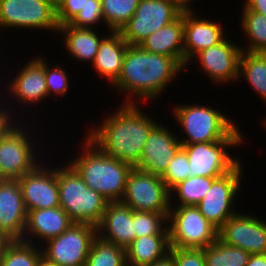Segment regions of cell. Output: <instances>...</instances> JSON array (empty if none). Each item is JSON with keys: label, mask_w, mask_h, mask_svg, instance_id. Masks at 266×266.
<instances>
[{"label": "cell", "mask_w": 266, "mask_h": 266, "mask_svg": "<svg viewBox=\"0 0 266 266\" xmlns=\"http://www.w3.org/2000/svg\"><path fill=\"white\" fill-rule=\"evenodd\" d=\"M183 12L170 24L161 27L139 45L150 53L174 58L184 68Z\"/></svg>", "instance_id": "cb8c5ba5"}, {"label": "cell", "mask_w": 266, "mask_h": 266, "mask_svg": "<svg viewBox=\"0 0 266 266\" xmlns=\"http://www.w3.org/2000/svg\"><path fill=\"white\" fill-rule=\"evenodd\" d=\"M36 266H57L53 261L49 260L45 255L38 258Z\"/></svg>", "instance_id": "f6af8a7d"}, {"label": "cell", "mask_w": 266, "mask_h": 266, "mask_svg": "<svg viewBox=\"0 0 266 266\" xmlns=\"http://www.w3.org/2000/svg\"><path fill=\"white\" fill-rule=\"evenodd\" d=\"M55 6L57 5L58 2H60L61 0H50Z\"/></svg>", "instance_id": "7dc6e473"}, {"label": "cell", "mask_w": 266, "mask_h": 266, "mask_svg": "<svg viewBox=\"0 0 266 266\" xmlns=\"http://www.w3.org/2000/svg\"><path fill=\"white\" fill-rule=\"evenodd\" d=\"M63 38V44L67 52L76 61L93 63L101 40L106 35H100L94 29L77 28L69 24L59 26L58 35ZM64 36V37H63Z\"/></svg>", "instance_id": "d4e9b609"}, {"label": "cell", "mask_w": 266, "mask_h": 266, "mask_svg": "<svg viewBox=\"0 0 266 266\" xmlns=\"http://www.w3.org/2000/svg\"><path fill=\"white\" fill-rule=\"evenodd\" d=\"M190 163L187 153L181 148L170 161L161 179L171 191L176 185L189 177Z\"/></svg>", "instance_id": "e575fe53"}, {"label": "cell", "mask_w": 266, "mask_h": 266, "mask_svg": "<svg viewBox=\"0 0 266 266\" xmlns=\"http://www.w3.org/2000/svg\"><path fill=\"white\" fill-rule=\"evenodd\" d=\"M104 23L103 10L100 0H86L84 7L69 23L77 28L95 29L98 24Z\"/></svg>", "instance_id": "d590c367"}, {"label": "cell", "mask_w": 266, "mask_h": 266, "mask_svg": "<svg viewBox=\"0 0 266 266\" xmlns=\"http://www.w3.org/2000/svg\"><path fill=\"white\" fill-rule=\"evenodd\" d=\"M39 163L17 179L27 212L60 206L57 168Z\"/></svg>", "instance_id": "9a60e30c"}, {"label": "cell", "mask_w": 266, "mask_h": 266, "mask_svg": "<svg viewBox=\"0 0 266 266\" xmlns=\"http://www.w3.org/2000/svg\"><path fill=\"white\" fill-rule=\"evenodd\" d=\"M83 140V153L67 163L75 169L88 188L100 193L109 202L121 201L125 193L128 174L133 166L109 157L86 137Z\"/></svg>", "instance_id": "3957f363"}, {"label": "cell", "mask_w": 266, "mask_h": 266, "mask_svg": "<svg viewBox=\"0 0 266 266\" xmlns=\"http://www.w3.org/2000/svg\"><path fill=\"white\" fill-rule=\"evenodd\" d=\"M183 11L170 0H140L134 15L119 31L128 45L145 38L175 21Z\"/></svg>", "instance_id": "7c38bea8"}, {"label": "cell", "mask_w": 266, "mask_h": 266, "mask_svg": "<svg viewBox=\"0 0 266 266\" xmlns=\"http://www.w3.org/2000/svg\"><path fill=\"white\" fill-rule=\"evenodd\" d=\"M243 140L223 139L218 142L182 144L190 163L189 177H221L231 172L241 159L229 154L228 148L242 145Z\"/></svg>", "instance_id": "30bf717a"}, {"label": "cell", "mask_w": 266, "mask_h": 266, "mask_svg": "<svg viewBox=\"0 0 266 266\" xmlns=\"http://www.w3.org/2000/svg\"><path fill=\"white\" fill-rule=\"evenodd\" d=\"M146 266H175V264L172 256L168 254L163 259L155 261L154 263Z\"/></svg>", "instance_id": "ee69618b"}, {"label": "cell", "mask_w": 266, "mask_h": 266, "mask_svg": "<svg viewBox=\"0 0 266 266\" xmlns=\"http://www.w3.org/2000/svg\"><path fill=\"white\" fill-rule=\"evenodd\" d=\"M239 79L248 82L266 102V53L243 51L239 63Z\"/></svg>", "instance_id": "4316f807"}, {"label": "cell", "mask_w": 266, "mask_h": 266, "mask_svg": "<svg viewBox=\"0 0 266 266\" xmlns=\"http://www.w3.org/2000/svg\"><path fill=\"white\" fill-rule=\"evenodd\" d=\"M127 42L119 31H110L99 45V49L93 61L97 74L108 80L110 87L118 80L123 65Z\"/></svg>", "instance_id": "603a6c76"}, {"label": "cell", "mask_w": 266, "mask_h": 266, "mask_svg": "<svg viewBox=\"0 0 266 266\" xmlns=\"http://www.w3.org/2000/svg\"><path fill=\"white\" fill-rule=\"evenodd\" d=\"M96 227L100 239L123 248L136 238L134 211L121 201L107 204L101 222Z\"/></svg>", "instance_id": "44dd1931"}, {"label": "cell", "mask_w": 266, "mask_h": 266, "mask_svg": "<svg viewBox=\"0 0 266 266\" xmlns=\"http://www.w3.org/2000/svg\"><path fill=\"white\" fill-rule=\"evenodd\" d=\"M218 239L226 245L242 248L251 255L266 253V220L236 213L219 229Z\"/></svg>", "instance_id": "5bb4252c"}, {"label": "cell", "mask_w": 266, "mask_h": 266, "mask_svg": "<svg viewBox=\"0 0 266 266\" xmlns=\"http://www.w3.org/2000/svg\"><path fill=\"white\" fill-rule=\"evenodd\" d=\"M24 28L58 32L56 6L50 0H0V30Z\"/></svg>", "instance_id": "ba28073f"}, {"label": "cell", "mask_w": 266, "mask_h": 266, "mask_svg": "<svg viewBox=\"0 0 266 266\" xmlns=\"http://www.w3.org/2000/svg\"><path fill=\"white\" fill-rule=\"evenodd\" d=\"M246 266H266V253L251 255Z\"/></svg>", "instance_id": "b9f144b4"}, {"label": "cell", "mask_w": 266, "mask_h": 266, "mask_svg": "<svg viewBox=\"0 0 266 266\" xmlns=\"http://www.w3.org/2000/svg\"><path fill=\"white\" fill-rule=\"evenodd\" d=\"M222 110L200 104L174 107L173 116L186 134L182 144L218 142L223 139H243L239 127Z\"/></svg>", "instance_id": "277c9868"}, {"label": "cell", "mask_w": 266, "mask_h": 266, "mask_svg": "<svg viewBox=\"0 0 266 266\" xmlns=\"http://www.w3.org/2000/svg\"><path fill=\"white\" fill-rule=\"evenodd\" d=\"M86 0H61L56 5L59 26L69 24L84 7Z\"/></svg>", "instance_id": "f35d334b"}, {"label": "cell", "mask_w": 266, "mask_h": 266, "mask_svg": "<svg viewBox=\"0 0 266 266\" xmlns=\"http://www.w3.org/2000/svg\"><path fill=\"white\" fill-rule=\"evenodd\" d=\"M183 70L174 58L150 53L140 45H128L121 74L112 88L125 94L123 103H136L134 96L152 102Z\"/></svg>", "instance_id": "7a4b0ae2"}, {"label": "cell", "mask_w": 266, "mask_h": 266, "mask_svg": "<svg viewBox=\"0 0 266 266\" xmlns=\"http://www.w3.org/2000/svg\"><path fill=\"white\" fill-rule=\"evenodd\" d=\"M175 266H206L203 249L170 248Z\"/></svg>", "instance_id": "74e56055"}, {"label": "cell", "mask_w": 266, "mask_h": 266, "mask_svg": "<svg viewBox=\"0 0 266 266\" xmlns=\"http://www.w3.org/2000/svg\"><path fill=\"white\" fill-rule=\"evenodd\" d=\"M183 22L184 68L187 70L197 53L220 43L227 35L221 22L201 18L194 11H183Z\"/></svg>", "instance_id": "ac0fdd59"}, {"label": "cell", "mask_w": 266, "mask_h": 266, "mask_svg": "<svg viewBox=\"0 0 266 266\" xmlns=\"http://www.w3.org/2000/svg\"><path fill=\"white\" fill-rule=\"evenodd\" d=\"M11 240L0 231V256L2 255L6 245L10 242Z\"/></svg>", "instance_id": "bcb514c9"}, {"label": "cell", "mask_w": 266, "mask_h": 266, "mask_svg": "<svg viewBox=\"0 0 266 266\" xmlns=\"http://www.w3.org/2000/svg\"><path fill=\"white\" fill-rule=\"evenodd\" d=\"M243 5L250 11L266 16V0H245Z\"/></svg>", "instance_id": "ab89813d"}, {"label": "cell", "mask_w": 266, "mask_h": 266, "mask_svg": "<svg viewBox=\"0 0 266 266\" xmlns=\"http://www.w3.org/2000/svg\"><path fill=\"white\" fill-rule=\"evenodd\" d=\"M121 202L133 211L169 213L171 194L160 176L133 167Z\"/></svg>", "instance_id": "9c48e42d"}, {"label": "cell", "mask_w": 266, "mask_h": 266, "mask_svg": "<svg viewBox=\"0 0 266 266\" xmlns=\"http://www.w3.org/2000/svg\"><path fill=\"white\" fill-rule=\"evenodd\" d=\"M203 250L206 266H246L251 256L242 248L226 245L219 239Z\"/></svg>", "instance_id": "f546056e"}, {"label": "cell", "mask_w": 266, "mask_h": 266, "mask_svg": "<svg viewBox=\"0 0 266 266\" xmlns=\"http://www.w3.org/2000/svg\"><path fill=\"white\" fill-rule=\"evenodd\" d=\"M85 266H127L125 248L97 236L92 242Z\"/></svg>", "instance_id": "4dcf8cb0"}, {"label": "cell", "mask_w": 266, "mask_h": 266, "mask_svg": "<svg viewBox=\"0 0 266 266\" xmlns=\"http://www.w3.org/2000/svg\"><path fill=\"white\" fill-rule=\"evenodd\" d=\"M3 103H5L4 100H2V104H0V128L1 126L7 121V120H16L13 118L12 114H16L17 112H12L11 109H9L10 107H5L7 105H4ZM4 105V108H3ZM9 109V110H8ZM10 112V113H9Z\"/></svg>", "instance_id": "60d3db41"}, {"label": "cell", "mask_w": 266, "mask_h": 266, "mask_svg": "<svg viewBox=\"0 0 266 266\" xmlns=\"http://www.w3.org/2000/svg\"><path fill=\"white\" fill-rule=\"evenodd\" d=\"M181 148L179 136L177 138L166 125L158 124L144 143L141 159L135 167L161 177Z\"/></svg>", "instance_id": "e0dca14e"}, {"label": "cell", "mask_w": 266, "mask_h": 266, "mask_svg": "<svg viewBox=\"0 0 266 266\" xmlns=\"http://www.w3.org/2000/svg\"><path fill=\"white\" fill-rule=\"evenodd\" d=\"M72 223L68 214L60 206L31 210L28 211L26 228L21 240L31 244L35 243V245L40 238L46 242L65 232Z\"/></svg>", "instance_id": "7402d4cb"}, {"label": "cell", "mask_w": 266, "mask_h": 266, "mask_svg": "<svg viewBox=\"0 0 266 266\" xmlns=\"http://www.w3.org/2000/svg\"><path fill=\"white\" fill-rule=\"evenodd\" d=\"M45 59V79L47 85L48 97L50 95L55 94L59 97V95H66L69 89V77L66 74V71L56 64L53 68L48 66L49 64ZM58 66V67H57Z\"/></svg>", "instance_id": "8d00e7d4"}, {"label": "cell", "mask_w": 266, "mask_h": 266, "mask_svg": "<svg viewBox=\"0 0 266 266\" xmlns=\"http://www.w3.org/2000/svg\"><path fill=\"white\" fill-rule=\"evenodd\" d=\"M241 29L248 37V45L241 49L247 52L266 53V16L248 10L243 5L240 19Z\"/></svg>", "instance_id": "f1b7e54d"}, {"label": "cell", "mask_w": 266, "mask_h": 266, "mask_svg": "<svg viewBox=\"0 0 266 266\" xmlns=\"http://www.w3.org/2000/svg\"><path fill=\"white\" fill-rule=\"evenodd\" d=\"M216 178L219 177L192 176L186 178L170 191L171 206H196L204 198ZM173 194H177V204L173 203V201L175 202Z\"/></svg>", "instance_id": "83f0119b"}, {"label": "cell", "mask_w": 266, "mask_h": 266, "mask_svg": "<svg viewBox=\"0 0 266 266\" xmlns=\"http://www.w3.org/2000/svg\"><path fill=\"white\" fill-rule=\"evenodd\" d=\"M96 237V226L72 223L65 232L44 242L42 253L57 266H85Z\"/></svg>", "instance_id": "8fae6325"}, {"label": "cell", "mask_w": 266, "mask_h": 266, "mask_svg": "<svg viewBox=\"0 0 266 266\" xmlns=\"http://www.w3.org/2000/svg\"><path fill=\"white\" fill-rule=\"evenodd\" d=\"M60 207L73 223L97 226L109 201L95 190L88 188L80 175L68 163L57 166Z\"/></svg>", "instance_id": "5b68a950"}, {"label": "cell", "mask_w": 266, "mask_h": 266, "mask_svg": "<svg viewBox=\"0 0 266 266\" xmlns=\"http://www.w3.org/2000/svg\"><path fill=\"white\" fill-rule=\"evenodd\" d=\"M241 163L231 172L216 178L204 198L196 205L201 214L217 229L237 213L233 206L242 184Z\"/></svg>", "instance_id": "4fadbf2b"}, {"label": "cell", "mask_w": 266, "mask_h": 266, "mask_svg": "<svg viewBox=\"0 0 266 266\" xmlns=\"http://www.w3.org/2000/svg\"><path fill=\"white\" fill-rule=\"evenodd\" d=\"M167 224L170 248L203 249L218 239V229L196 206H171Z\"/></svg>", "instance_id": "52a82bcc"}, {"label": "cell", "mask_w": 266, "mask_h": 266, "mask_svg": "<svg viewBox=\"0 0 266 266\" xmlns=\"http://www.w3.org/2000/svg\"><path fill=\"white\" fill-rule=\"evenodd\" d=\"M169 234L135 238L126 248L127 266H146L169 254Z\"/></svg>", "instance_id": "484cf974"}, {"label": "cell", "mask_w": 266, "mask_h": 266, "mask_svg": "<svg viewBox=\"0 0 266 266\" xmlns=\"http://www.w3.org/2000/svg\"><path fill=\"white\" fill-rule=\"evenodd\" d=\"M38 246L22 240H11L0 256V266H36L43 254Z\"/></svg>", "instance_id": "1f68e13d"}, {"label": "cell", "mask_w": 266, "mask_h": 266, "mask_svg": "<svg viewBox=\"0 0 266 266\" xmlns=\"http://www.w3.org/2000/svg\"><path fill=\"white\" fill-rule=\"evenodd\" d=\"M168 215L169 213L134 211L136 238L153 234H169L168 225H165L168 223Z\"/></svg>", "instance_id": "836d02e7"}, {"label": "cell", "mask_w": 266, "mask_h": 266, "mask_svg": "<svg viewBox=\"0 0 266 266\" xmlns=\"http://www.w3.org/2000/svg\"><path fill=\"white\" fill-rule=\"evenodd\" d=\"M45 58L34 57L29 60L21 70H18L15 78H11V83L6 89L13 100L16 99L26 107L32 104L38 105L45 98H48L47 85L45 79ZM9 88V89H8ZM15 98V99H14ZM28 105V106H27Z\"/></svg>", "instance_id": "d6986e66"}, {"label": "cell", "mask_w": 266, "mask_h": 266, "mask_svg": "<svg viewBox=\"0 0 266 266\" xmlns=\"http://www.w3.org/2000/svg\"><path fill=\"white\" fill-rule=\"evenodd\" d=\"M225 37L220 43L197 53L192 60L199 61L200 68L214 83H232L239 79L241 46Z\"/></svg>", "instance_id": "2e32d148"}, {"label": "cell", "mask_w": 266, "mask_h": 266, "mask_svg": "<svg viewBox=\"0 0 266 266\" xmlns=\"http://www.w3.org/2000/svg\"><path fill=\"white\" fill-rule=\"evenodd\" d=\"M27 210L17 179H0V231L10 240H21Z\"/></svg>", "instance_id": "ffe728a7"}, {"label": "cell", "mask_w": 266, "mask_h": 266, "mask_svg": "<svg viewBox=\"0 0 266 266\" xmlns=\"http://www.w3.org/2000/svg\"><path fill=\"white\" fill-rule=\"evenodd\" d=\"M104 23L109 31H120L134 15L140 0H100Z\"/></svg>", "instance_id": "d6a6232c"}, {"label": "cell", "mask_w": 266, "mask_h": 266, "mask_svg": "<svg viewBox=\"0 0 266 266\" xmlns=\"http://www.w3.org/2000/svg\"><path fill=\"white\" fill-rule=\"evenodd\" d=\"M19 123L23 124L7 120L0 128V179H19L41 162L36 160L33 149L37 146L31 142L29 131Z\"/></svg>", "instance_id": "8992f818"}, {"label": "cell", "mask_w": 266, "mask_h": 266, "mask_svg": "<svg viewBox=\"0 0 266 266\" xmlns=\"http://www.w3.org/2000/svg\"><path fill=\"white\" fill-rule=\"evenodd\" d=\"M104 118L85 136L109 157L135 167L142 155L144 143L159 124L141 111L137 103H123L115 112Z\"/></svg>", "instance_id": "6da1fadb"}, {"label": "cell", "mask_w": 266, "mask_h": 266, "mask_svg": "<svg viewBox=\"0 0 266 266\" xmlns=\"http://www.w3.org/2000/svg\"><path fill=\"white\" fill-rule=\"evenodd\" d=\"M182 11H194L195 9L191 8V2L194 0H170Z\"/></svg>", "instance_id": "7bdbcfd3"}]
</instances>
